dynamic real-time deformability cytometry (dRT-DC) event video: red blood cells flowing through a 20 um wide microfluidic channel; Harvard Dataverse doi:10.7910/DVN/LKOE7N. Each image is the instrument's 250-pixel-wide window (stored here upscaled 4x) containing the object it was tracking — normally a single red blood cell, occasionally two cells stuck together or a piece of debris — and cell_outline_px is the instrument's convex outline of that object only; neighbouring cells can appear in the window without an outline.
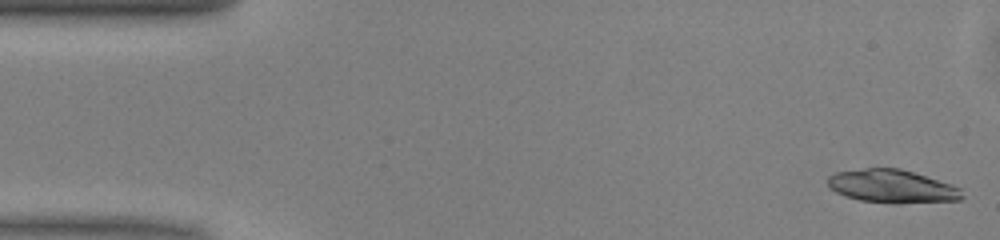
{"species": "common noctule bat (a hibernating species)", "species_latin": "Nyctalus noctula", "temperature_condition": "warm", "stored_images_in_passage": 49, "camera_frame_rate_fps": 3000, "um_per_image_px": 0.085, "animal": {"sex": "male", "body_mass_g": 13.0, "forearm_length_mm": 53.1}, "frame": {"image": 1, "passage_image": 1, "time_ms": 0.0, "image_size_px": [1000, 240], "cell_outline_px": [[964, 196], [960, 200], [896, 204], [860, 200], [836, 192], [828, 188], [828, 176], [836, 172], [864, 168], [900, 168], [952, 184], [960, 188]], "centroid_in_image_um": [75.84, 15.84], "position_along_channel_um": 9.2, "area_um2": 26.07}}
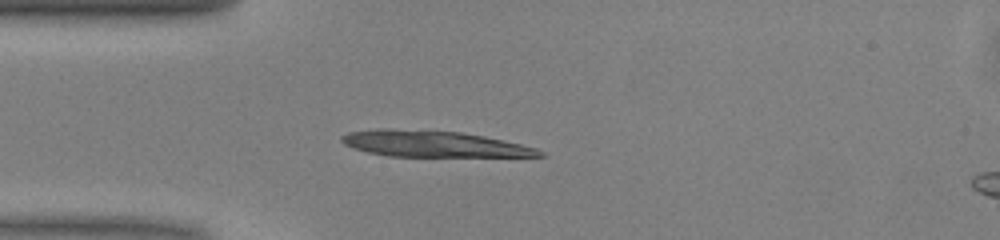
{"frame": {"image": 2, "passage_image": 12, "time_ms": 3.667, "image_size_px": [1000, 240], "cell_outline_px": [[548, 156], [388, 156], [368, 152], [352, 148], [344, 144], [340, 140], [340, 136], [348, 132], [380, 128], [388, 128], [460, 132], [484, 136], [520, 144], [536, 148], [544, 152]], "centroid_in_image_um": [36.79, 12.22], "position_along_channel_um": 48.2, "area_um2": 30.0}}